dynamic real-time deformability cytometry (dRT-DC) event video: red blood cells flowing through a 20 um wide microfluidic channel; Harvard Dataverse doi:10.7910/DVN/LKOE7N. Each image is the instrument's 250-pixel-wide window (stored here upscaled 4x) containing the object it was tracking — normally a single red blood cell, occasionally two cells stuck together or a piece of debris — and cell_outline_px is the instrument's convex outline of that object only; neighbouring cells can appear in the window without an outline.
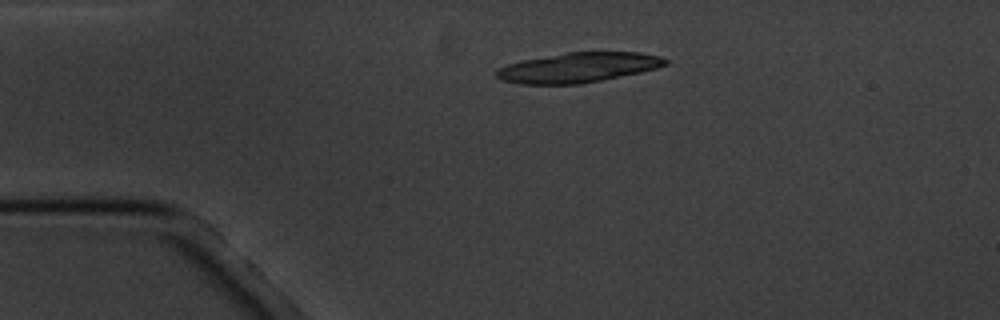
{"species": "common noctule bat (a hibernating species)", "species_latin": "Nyctalus noctula", "temperature_condition": "cold", "stored_images_in_passage": 2, "camera_frame_rate_fps": 3000, "um_per_image_px": 0.085, "animal": {"sex": "male", "body_mass_g": 20.1, "forearm_length_mm": 53.5}, "frame": {"image": 1, "passage_image": 1, "time_ms": 0.0, "image_size_px": [1000, 320], "cell_outline_px": [[668, 64], [656, 68], [640, 72], [580, 84], [520, 84], [500, 80], [496, 76], [496, 72], [500, 68], [508, 64], [524, 60], [568, 52], [640, 52], [660, 56], [668, 60]], "centroid_in_image_um": [49.16, 5.74], "position_along_channel_um": 35.8, "area_um2": 29.13}}